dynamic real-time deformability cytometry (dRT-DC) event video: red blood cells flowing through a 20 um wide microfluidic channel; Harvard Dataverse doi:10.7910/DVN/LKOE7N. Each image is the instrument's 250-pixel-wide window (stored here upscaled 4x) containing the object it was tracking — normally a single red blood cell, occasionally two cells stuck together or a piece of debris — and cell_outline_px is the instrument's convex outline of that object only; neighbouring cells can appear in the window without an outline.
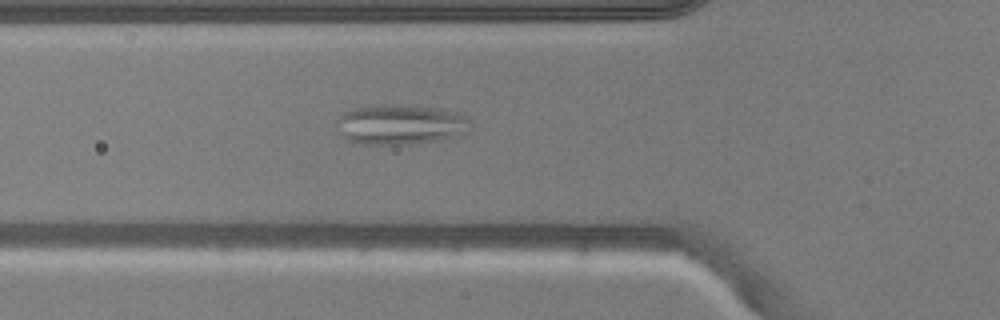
{"species": "common noctule bat (a hibernating species)", "species_latin": "Nyctalus noctula", "temperature_condition": "warm", "stored_images_in_passage": 30, "camera_frame_rate_fps": 3000, "um_per_image_px": 0.085, "animal": {"sex": "male", "body_mass_g": 20.5, "forearm_length_mm": 52.5}, "frame": {"image": 1, "passage_image": 5, "time_ms": 1.333, "image_size_px": [1000, 320], "cell_outline_px": [[472, 132], [436, 140], [408, 144], [352, 144], [340, 132], [336, 124], [336, 120], [344, 112], [352, 108], [380, 104], [408, 104], [444, 108], [464, 112], [468, 116], [472, 124]], "centroid_in_image_um": [34.12, 10.55], "position_along_channel_um": 91.7, "area_um2": 32.25}}
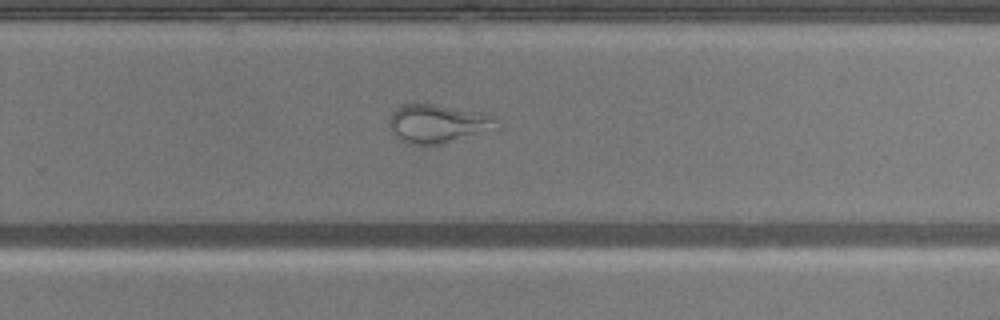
{"frame": {"image": 2, "passage_image": 20, "time_ms": 6.333, "image_size_px": [1000, 320], "cell_outline_px": [[500, 128], [444, 144], [404, 144], [392, 132], [388, 124], [388, 116], [400, 104], [436, 104], [496, 116], [500, 120]], "centroid_in_image_um": [37.23, 10.52], "position_along_channel_um": 292.6, "area_um2": 24.62}}
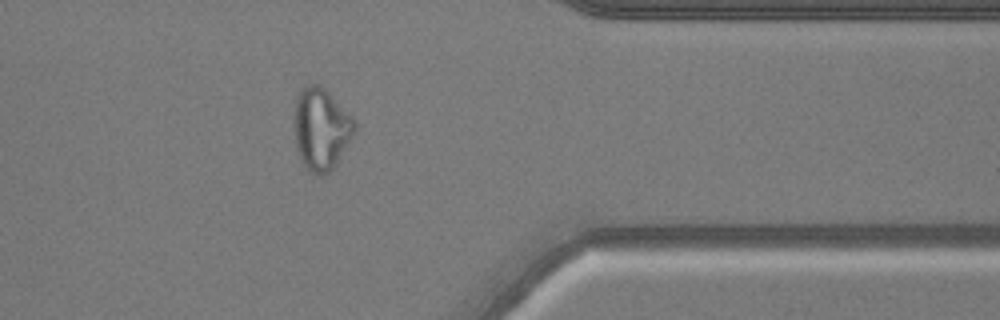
{"frame": {"image": 3, "passage_image": 28, "time_ms": 9.0, "image_size_px": [1000, 320], "cell_outline_px": [[356, 132], [336, 164], [328, 172], [320, 176], [304, 168], [300, 160], [292, 128], [296, 96], [300, 88], [304, 84], [320, 84], [352, 116], [356, 124]], "centroid_in_image_um": [27.26, 10.94], "position_along_channel_um": 384.1, "area_um2": 29.42}}